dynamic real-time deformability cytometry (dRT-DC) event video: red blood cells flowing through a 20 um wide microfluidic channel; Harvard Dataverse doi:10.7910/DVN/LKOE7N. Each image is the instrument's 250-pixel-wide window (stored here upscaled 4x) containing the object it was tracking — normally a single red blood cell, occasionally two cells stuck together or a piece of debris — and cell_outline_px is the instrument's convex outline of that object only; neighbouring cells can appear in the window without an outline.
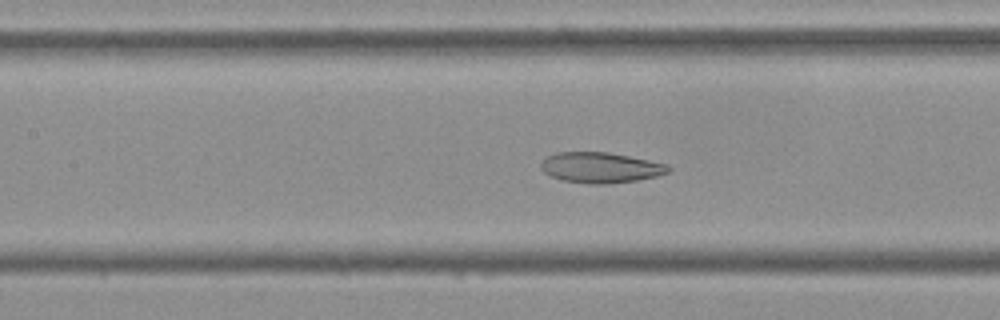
{"species": "Egyptian fruit bat (a non-hibernating species)", "species_latin": "Rousettus aegyptiacus", "temperature_condition": "cold", "stored_images_in_passage": 54, "camera_frame_rate_fps": 3000, "um_per_image_px": 0.085, "frame": {"image": 1, "passage_image": 24, "time_ms": 7.667, "image_size_px": [1000, 320], "cell_outline_px": [[672, 168], [668, 172], [656, 176], [636, 180], [608, 184], [588, 184], [564, 180], [552, 176], [544, 172], [540, 168], [540, 164], [548, 156], [556, 152], [608, 152], [668, 164]], "centroid_in_image_um": [51.05, 14.24], "position_along_channel_um": 156.3, "area_um2": 22.54}}
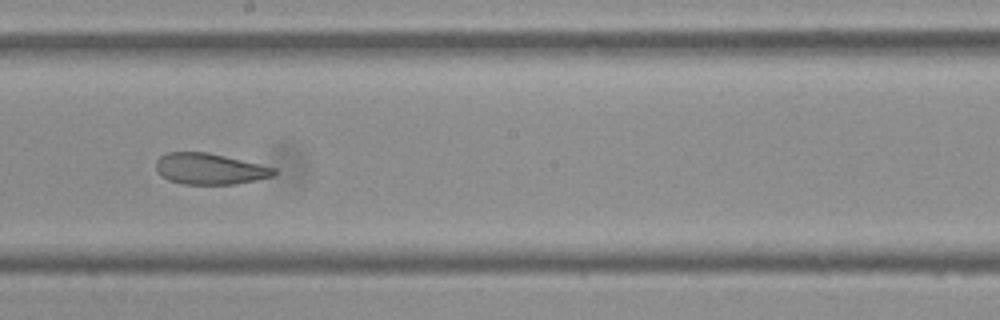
{"frame": {"image": 2, "passage_image": 30, "time_ms": 9.667, "image_size_px": [1000, 320], "cell_outline_px": [[276, 172], [272, 176], [232, 184], [180, 184], [168, 180], [160, 176], [156, 172], [156, 160], [160, 156], [168, 152], [208, 152], [276, 168]], "centroid_in_image_um": [17.74, 14.35], "position_along_channel_um": 230.5, "area_um2": 21.27}}
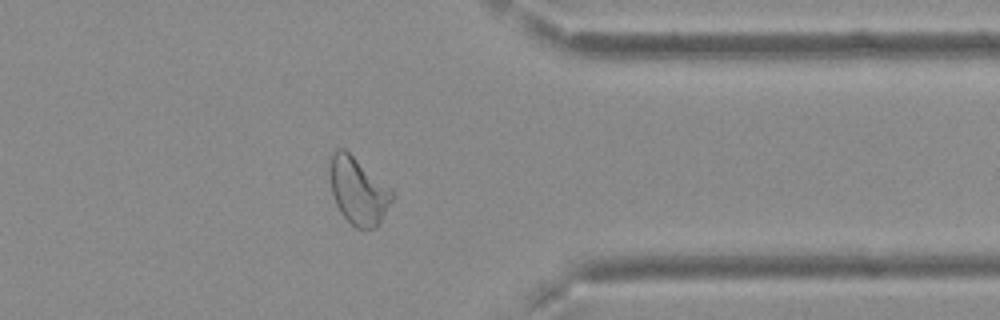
{"frame": {"image": 3, "passage_image": 43, "time_ms": 14.0, "image_size_px": [1000, 320], "cell_outline_px": [[392, 200], [376, 228], [356, 228], [340, 212], [336, 204], [332, 192], [328, 168], [328, 156], [336, 148], [344, 148], [392, 188]], "centroid_in_image_um": [30.4, 16.16], "position_along_channel_um": 381.0, "area_um2": 24.45}, "authors_computed_cell_mechanics": {"area_um2": 25.2297, "velocity_mm_per_s": 3.7117, "shape_relaxation_time_tau1_ms": null, "shape_relaxation_time_tau2_ms": 2.6303, "deformation_change_tau1": null, "deformation_change_tau2": 0.0958}}